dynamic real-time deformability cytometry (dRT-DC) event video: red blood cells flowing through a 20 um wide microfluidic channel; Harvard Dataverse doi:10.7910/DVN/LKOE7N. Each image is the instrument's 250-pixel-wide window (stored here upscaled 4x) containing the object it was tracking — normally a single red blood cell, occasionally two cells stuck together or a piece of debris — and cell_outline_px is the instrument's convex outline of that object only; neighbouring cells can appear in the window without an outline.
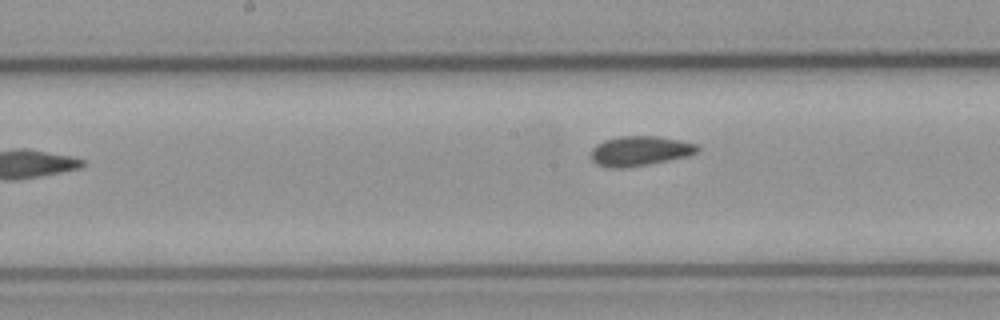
{"species": "common noctule bat (a hibernating species)", "species_latin": "Nyctalus noctula", "temperature_condition": "cold", "stored_images_in_passage": 6, "camera_frame_rate_fps": 3000, "um_per_image_px": 0.085, "animal": {"sex": "male", "body_mass_g": 23.1, "forearm_length_mm": 52.7}, "frame": {"image": 1, "passage_image": 6, "time_ms": 6.0, "image_size_px": [1000, 320], "cell_outline_px": [[700, 148], [696, 152], [688, 156], [648, 164], [624, 168], [608, 168], [596, 164], [592, 160], [592, 148], [596, 144], [604, 140], [620, 136], [660, 136], [680, 140], [696, 144]], "centroid_in_image_um": [54.37, 12.83], "position_along_channel_um": 193.8, "area_um2": 18.5}}